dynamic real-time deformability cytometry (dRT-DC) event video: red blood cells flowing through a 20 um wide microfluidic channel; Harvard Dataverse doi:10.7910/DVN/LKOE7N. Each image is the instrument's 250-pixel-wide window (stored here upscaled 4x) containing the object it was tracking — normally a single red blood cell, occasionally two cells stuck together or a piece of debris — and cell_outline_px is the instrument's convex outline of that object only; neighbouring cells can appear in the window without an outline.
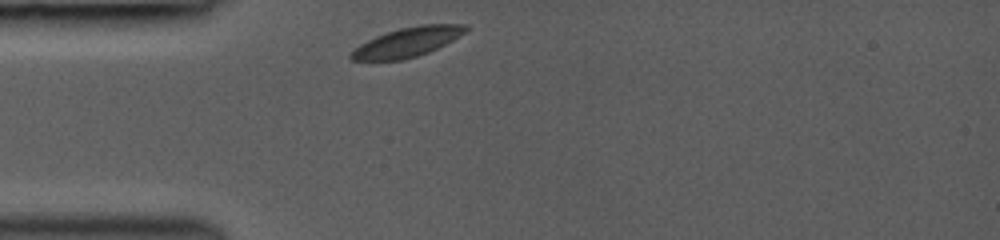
{"species": "common noctule bat (a hibernating species)", "species_latin": "Nyctalus noctula", "temperature_condition": "room temperature", "stored_images_in_passage": 29, "camera_frame_rate_fps": 3000, "um_per_image_px": 0.085, "animal": {"sex": "female", "body_mass_g": 19.0, "forearm_length_mm": 53.3}, "frame": {"image": 1, "passage_image": 1, "time_ms": 0.0, "image_size_px": [1000, 240], "cell_outline_px": [[468, 28], [464, 32], [452, 40], [428, 52], [404, 60], [352, 60], [348, 56], [360, 44], [376, 36], [400, 28], [420, 24], [468, 24]], "centroid_in_image_um": [34.62, 3.57], "position_along_channel_um": 50.4, "area_um2": 19.31}}
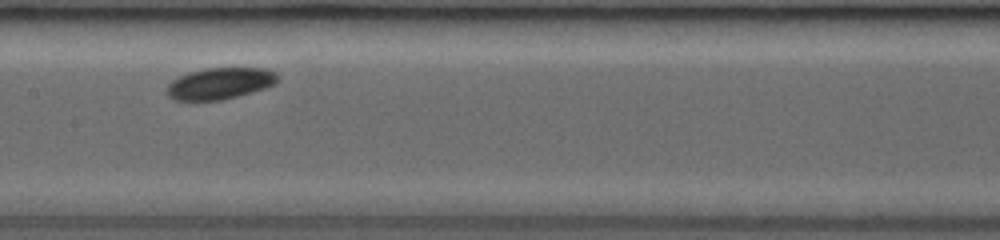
{"frame": {"image": 2, "passage_image": 12, "time_ms": 3.667, "image_size_px": [1000, 240], "cell_outline_px": [[280, 80], [276, 84], [268, 88], [220, 100], [172, 100], [168, 96], [168, 84], [172, 80], [188, 72], [204, 68], [264, 68], [276, 72], [280, 76]], "centroid_in_image_um": [18.75, 7.08], "position_along_channel_um": 188.6, "area_um2": 20.52}}
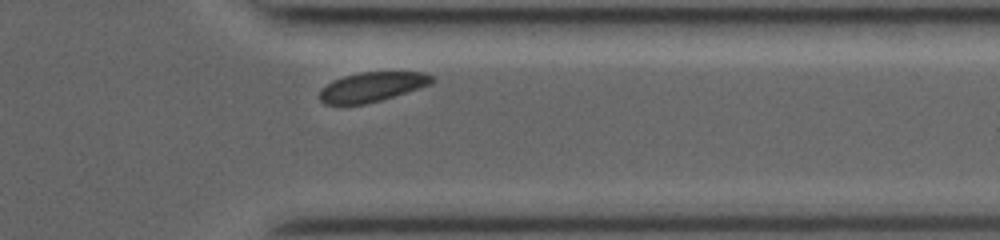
{"frame": {"image": 3, "passage_image": 26, "time_ms": 8.333, "image_size_px": [1000, 240], "cell_outline_px": [[436, 80], [432, 84], [380, 100], [364, 104], [324, 104], [320, 100], [320, 88], [332, 80], [344, 76], [360, 72], [428, 72]], "centroid_in_image_um": [31.63, 7.37], "position_along_channel_um": 379.8, "area_um2": 19.36}}